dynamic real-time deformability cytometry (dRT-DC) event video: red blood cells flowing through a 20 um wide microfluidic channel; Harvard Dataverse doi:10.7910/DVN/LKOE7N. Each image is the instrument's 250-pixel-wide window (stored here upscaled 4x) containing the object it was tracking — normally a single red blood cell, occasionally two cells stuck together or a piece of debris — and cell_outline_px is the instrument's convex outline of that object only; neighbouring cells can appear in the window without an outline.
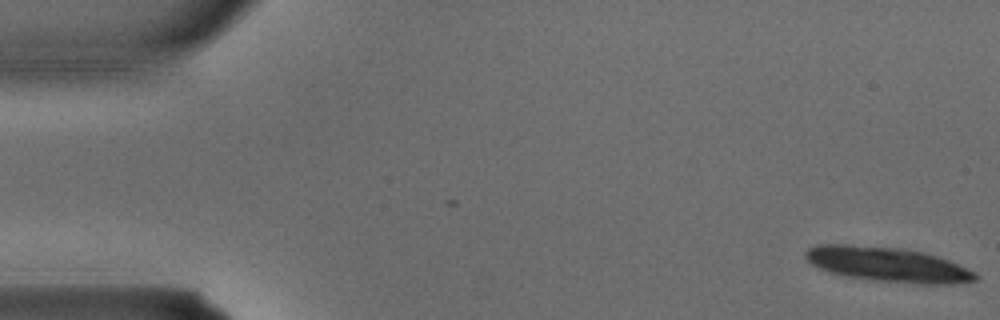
{"species": "common noctule bat (a hibernating species)", "species_latin": "Nyctalus noctula", "temperature_condition": "warm", "stored_images_in_passage": 4, "camera_frame_rate_fps": 3000, "um_per_image_px": 0.085, "animal": {"sex": "male", "body_mass_g": 15.6}, "frame": {"image": 1, "passage_image": 1, "time_ms": 0.0, "image_size_px": [1000, 320], "cell_outline_px": [[980, 276], [976, 280], [948, 284], [920, 284], [876, 280], [844, 276], [820, 268], [812, 264], [804, 256], [804, 252], [808, 248], [816, 244], [848, 244], [904, 248], [924, 252], [948, 260], [976, 272]], "centroid_in_image_um": [75.45, 22.46], "position_along_channel_um": 9.6, "area_um2": 34.39}}
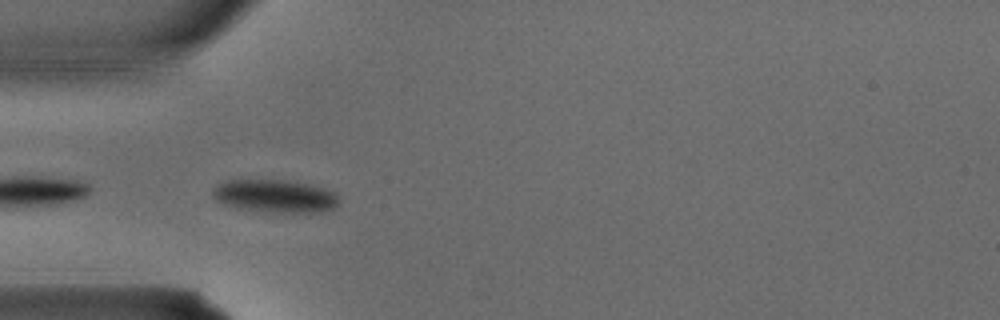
{"frame": {"image": 2, "passage_image": 3, "time_ms": 0.667, "image_size_px": [1000, 320], "cell_outline_px": [[340, 200], [332, 208], [320, 212], [276, 212], [236, 208], [224, 204], [216, 200], [212, 196], [212, 188], [216, 184], [228, 180], [296, 180], [312, 184], [336, 192], [340, 196]], "centroid_in_image_um": [23.39, 16.64], "position_along_channel_um": 61.6, "area_um2": 24.51}}
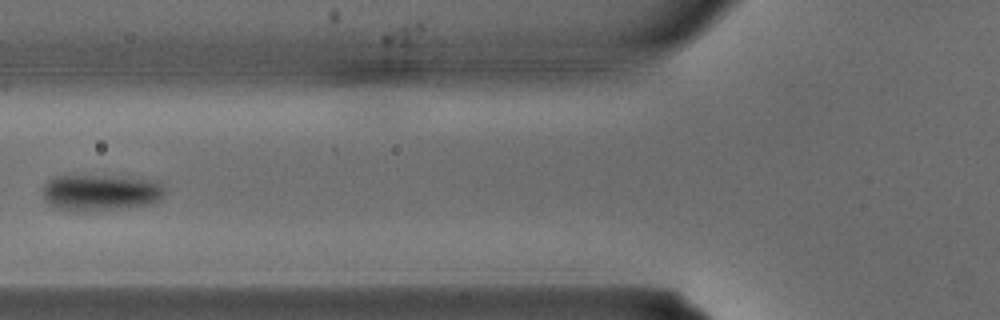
{"frame": {"image": 3, "passage_image": 4, "time_ms": 1.0, "image_size_px": [1000, 320], "cell_outline_px": [[164, 196], [160, 200], [152, 204], [92, 212], [76, 212], [52, 208], [44, 200], [44, 184], [52, 176], [108, 176], [160, 180], [164, 184]], "centroid_in_image_um": [8.56, 16.39], "position_along_channel_um": 117.2, "area_um2": 26.53}}